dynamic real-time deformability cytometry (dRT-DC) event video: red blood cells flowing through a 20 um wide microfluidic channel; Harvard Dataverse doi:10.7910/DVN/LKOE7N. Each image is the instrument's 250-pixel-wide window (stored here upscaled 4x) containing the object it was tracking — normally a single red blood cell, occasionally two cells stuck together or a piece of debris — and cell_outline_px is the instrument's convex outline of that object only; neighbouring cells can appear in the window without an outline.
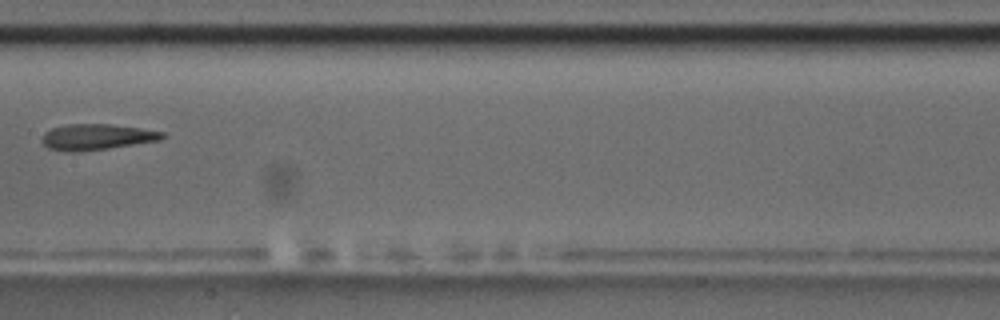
{"species": "common noctule bat (a hibernating species)", "species_latin": "Nyctalus noctula", "temperature_condition": "room temperature", "stored_images_in_passage": 8, "camera_frame_rate_fps": 3000, "um_per_image_px": 0.085, "animal": {"sex": "male", "body_mass_g": 17.5, "forearm_length_mm": 52.3}, "frame": {"image": 1, "passage_image": 8, "time_ms": 9.0, "image_size_px": [1000, 320], "cell_outline_px": [[168, 136], [160, 140], [108, 148], [76, 152], [64, 152], [48, 148], [40, 140], [44, 132], [52, 128], [68, 124], [112, 124], [140, 128], [164, 132]], "centroid_in_image_um": [8.2, 11.64], "position_along_channel_um": 199.2, "area_um2": 18.26}}